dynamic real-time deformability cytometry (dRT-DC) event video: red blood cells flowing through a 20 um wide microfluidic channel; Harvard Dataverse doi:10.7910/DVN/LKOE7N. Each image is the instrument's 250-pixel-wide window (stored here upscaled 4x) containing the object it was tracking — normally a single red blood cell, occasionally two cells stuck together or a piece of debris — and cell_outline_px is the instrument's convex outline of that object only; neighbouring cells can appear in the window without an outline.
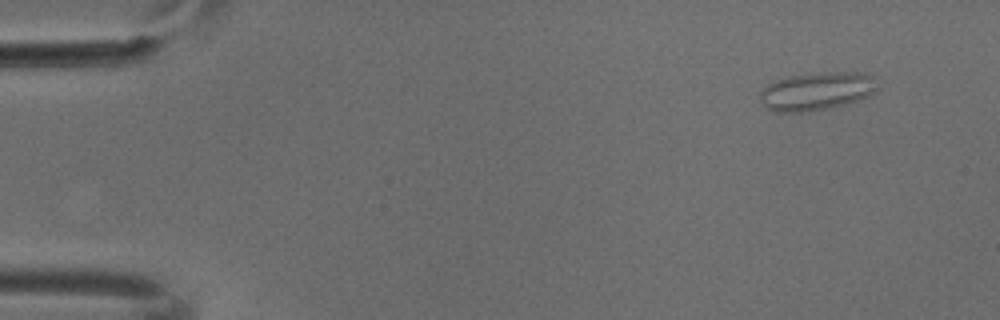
{"species": "common noctule bat (a hibernating species)", "species_latin": "Nyctalus noctula", "temperature_condition": "cold", "stored_images_in_passage": 3, "camera_frame_rate_fps": 3000, "um_per_image_px": 0.085, "animal": {"sex": "male", "body_mass_g": 18.8}, "frame": {"image": 1, "passage_image": 1, "time_ms": 0.0, "image_size_px": [1000, 320], "cell_outline_px": [[880, 88], [876, 92], [868, 96], [856, 100], [824, 108], [804, 112], [776, 112], [768, 108], [760, 100], [760, 92], [768, 84], [776, 80], [788, 76], [840, 72], [864, 72], [872, 76]], "centroid_in_image_um": [69.44, 7.74], "position_along_channel_um": 15.6, "area_um2": 25.61}}